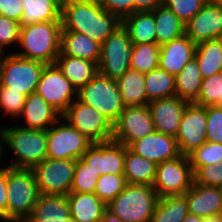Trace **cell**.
Listing matches in <instances>:
<instances>
[{
  "instance_id": "cell-1",
  "label": "cell",
  "mask_w": 222,
  "mask_h": 222,
  "mask_svg": "<svg viewBox=\"0 0 222 222\" xmlns=\"http://www.w3.org/2000/svg\"><path fill=\"white\" fill-rule=\"evenodd\" d=\"M62 21L39 22L21 26V52L14 54L46 65L55 64L60 54Z\"/></svg>"
},
{
  "instance_id": "cell-2",
  "label": "cell",
  "mask_w": 222,
  "mask_h": 222,
  "mask_svg": "<svg viewBox=\"0 0 222 222\" xmlns=\"http://www.w3.org/2000/svg\"><path fill=\"white\" fill-rule=\"evenodd\" d=\"M1 141L14 152L17 160L8 167L32 169L47 158V130L2 127Z\"/></svg>"
},
{
  "instance_id": "cell-3",
  "label": "cell",
  "mask_w": 222,
  "mask_h": 222,
  "mask_svg": "<svg viewBox=\"0 0 222 222\" xmlns=\"http://www.w3.org/2000/svg\"><path fill=\"white\" fill-rule=\"evenodd\" d=\"M39 196L32 169L7 166V221L27 220Z\"/></svg>"
},
{
  "instance_id": "cell-4",
  "label": "cell",
  "mask_w": 222,
  "mask_h": 222,
  "mask_svg": "<svg viewBox=\"0 0 222 222\" xmlns=\"http://www.w3.org/2000/svg\"><path fill=\"white\" fill-rule=\"evenodd\" d=\"M158 200L153 186L127 183L107 209L124 222H150Z\"/></svg>"
},
{
  "instance_id": "cell-5",
  "label": "cell",
  "mask_w": 222,
  "mask_h": 222,
  "mask_svg": "<svg viewBox=\"0 0 222 222\" xmlns=\"http://www.w3.org/2000/svg\"><path fill=\"white\" fill-rule=\"evenodd\" d=\"M76 98L96 109L112 124L125 109L117 81L99 72L77 91Z\"/></svg>"
},
{
  "instance_id": "cell-6",
  "label": "cell",
  "mask_w": 222,
  "mask_h": 222,
  "mask_svg": "<svg viewBox=\"0 0 222 222\" xmlns=\"http://www.w3.org/2000/svg\"><path fill=\"white\" fill-rule=\"evenodd\" d=\"M132 51L133 43L128 30L122 24L101 45L98 72L117 80L131 69Z\"/></svg>"
},
{
  "instance_id": "cell-7",
  "label": "cell",
  "mask_w": 222,
  "mask_h": 222,
  "mask_svg": "<svg viewBox=\"0 0 222 222\" xmlns=\"http://www.w3.org/2000/svg\"><path fill=\"white\" fill-rule=\"evenodd\" d=\"M76 160L46 158L32 168L40 195H68Z\"/></svg>"
},
{
  "instance_id": "cell-8",
  "label": "cell",
  "mask_w": 222,
  "mask_h": 222,
  "mask_svg": "<svg viewBox=\"0 0 222 222\" xmlns=\"http://www.w3.org/2000/svg\"><path fill=\"white\" fill-rule=\"evenodd\" d=\"M61 117L93 143L112 140L113 124L96 109L78 99L69 105Z\"/></svg>"
},
{
  "instance_id": "cell-9",
  "label": "cell",
  "mask_w": 222,
  "mask_h": 222,
  "mask_svg": "<svg viewBox=\"0 0 222 222\" xmlns=\"http://www.w3.org/2000/svg\"><path fill=\"white\" fill-rule=\"evenodd\" d=\"M63 120L61 117L47 130V158L81 159L93 142L79 130L69 124H63ZM56 124L60 126H55Z\"/></svg>"
},
{
  "instance_id": "cell-10",
  "label": "cell",
  "mask_w": 222,
  "mask_h": 222,
  "mask_svg": "<svg viewBox=\"0 0 222 222\" xmlns=\"http://www.w3.org/2000/svg\"><path fill=\"white\" fill-rule=\"evenodd\" d=\"M46 64L7 54L3 65L0 85L19 91L26 97L36 91L42 71Z\"/></svg>"
},
{
  "instance_id": "cell-11",
  "label": "cell",
  "mask_w": 222,
  "mask_h": 222,
  "mask_svg": "<svg viewBox=\"0 0 222 222\" xmlns=\"http://www.w3.org/2000/svg\"><path fill=\"white\" fill-rule=\"evenodd\" d=\"M193 183V171L188 156L181 155L173 160L160 162L156 166L153 188L159 198L182 195Z\"/></svg>"
},
{
  "instance_id": "cell-12",
  "label": "cell",
  "mask_w": 222,
  "mask_h": 222,
  "mask_svg": "<svg viewBox=\"0 0 222 222\" xmlns=\"http://www.w3.org/2000/svg\"><path fill=\"white\" fill-rule=\"evenodd\" d=\"M35 92L61 115L74 101V94L77 96V89L63 75L56 64L44 67Z\"/></svg>"
},
{
  "instance_id": "cell-13",
  "label": "cell",
  "mask_w": 222,
  "mask_h": 222,
  "mask_svg": "<svg viewBox=\"0 0 222 222\" xmlns=\"http://www.w3.org/2000/svg\"><path fill=\"white\" fill-rule=\"evenodd\" d=\"M154 130L148 105L125 107L113 124L112 140L129 147Z\"/></svg>"
},
{
  "instance_id": "cell-14",
  "label": "cell",
  "mask_w": 222,
  "mask_h": 222,
  "mask_svg": "<svg viewBox=\"0 0 222 222\" xmlns=\"http://www.w3.org/2000/svg\"><path fill=\"white\" fill-rule=\"evenodd\" d=\"M207 129V106L189 103L183 113L176 140L182 155L188 156L204 144Z\"/></svg>"
},
{
  "instance_id": "cell-15",
  "label": "cell",
  "mask_w": 222,
  "mask_h": 222,
  "mask_svg": "<svg viewBox=\"0 0 222 222\" xmlns=\"http://www.w3.org/2000/svg\"><path fill=\"white\" fill-rule=\"evenodd\" d=\"M81 159L100 176L124 174L125 145L114 140L93 143Z\"/></svg>"
},
{
  "instance_id": "cell-16",
  "label": "cell",
  "mask_w": 222,
  "mask_h": 222,
  "mask_svg": "<svg viewBox=\"0 0 222 222\" xmlns=\"http://www.w3.org/2000/svg\"><path fill=\"white\" fill-rule=\"evenodd\" d=\"M185 35L196 45L210 39L222 38V4L206 3L185 24Z\"/></svg>"
},
{
  "instance_id": "cell-17",
  "label": "cell",
  "mask_w": 222,
  "mask_h": 222,
  "mask_svg": "<svg viewBox=\"0 0 222 222\" xmlns=\"http://www.w3.org/2000/svg\"><path fill=\"white\" fill-rule=\"evenodd\" d=\"M128 148L156 165L182 155L175 137L156 130L146 137L134 141Z\"/></svg>"
},
{
  "instance_id": "cell-18",
  "label": "cell",
  "mask_w": 222,
  "mask_h": 222,
  "mask_svg": "<svg viewBox=\"0 0 222 222\" xmlns=\"http://www.w3.org/2000/svg\"><path fill=\"white\" fill-rule=\"evenodd\" d=\"M189 103L177 96L149 102L147 105L155 130L176 137L183 113Z\"/></svg>"
},
{
  "instance_id": "cell-19",
  "label": "cell",
  "mask_w": 222,
  "mask_h": 222,
  "mask_svg": "<svg viewBox=\"0 0 222 222\" xmlns=\"http://www.w3.org/2000/svg\"><path fill=\"white\" fill-rule=\"evenodd\" d=\"M196 44L185 34L160 46L159 68L177 76L195 55Z\"/></svg>"
},
{
  "instance_id": "cell-20",
  "label": "cell",
  "mask_w": 222,
  "mask_h": 222,
  "mask_svg": "<svg viewBox=\"0 0 222 222\" xmlns=\"http://www.w3.org/2000/svg\"><path fill=\"white\" fill-rule=\"evenodd\" d=\"M189 213L200 216L222 214V192L218 187L192 183L185 193Z\"/></svg>"
},
{
  "instance_id": "cell-21",
  "label": "cell",
  "mask_w": 222,
  "mask_h": 222,
  "mask_svg": "<svg viewBox=\"0 0 222 222\" xmlns=\"http://www.w3.org/2000/svg\"><path fill=\"white\" fill-rule=\"evenodd\" d=\"M21 115L27 124L23 128L35 130H48V126L57 123L62 116L36 92L26 97Z\"/></svg>"
},
{
  "instance_id": "cell-22",
  "label": "cell",
  "mask_w": 222,
  "mask_h": 222,
  "mask_svg": "<svg viewBox=\"0 0 222 222\" xmlns=\"http://www.w3.org/2000/svg\"><path fill=\"white\" fill-rule=\"evenodd\" d=\"M59 55L87 59L98 65L101 56V45L86 34L61 31Z\"/></svg>"
},
{
  "instance_id": "cell-23",
  "label": "cell",
  "mask_w": 222,
  "mask_h": 222,
  "mask_svg": "<svg viewBox=\"0 0 222 222\" xmlns=\"http://www.w3.org/2000/svg\"><path fill=\"white\" fill-rule=\"evenodd\" d=\"M70 216L76 222H100L107 205L95 193H74L67 195Z\"/></svg>"
},
{
  "instance_id": "cell-24",
  "label": "cell",
  "mask_w": 222,
  "mask_h": 222,
  "mask_svg": "<svg viewBox=\"0 0 222 222\" xmlns=\"http://www.w3.org/2000/svg\"><path fill=\"white\" fill-rule=\"evenodd\" d=\"M122 25V20L106 11L99 0H90L89 33L86 35L102 45L105 40Z\"/></svg>"
},
{
  "instance_id": "cell-25",
  "label": "cell",
  "mask_w": 222,
  "mask_h": 222,
  "mask_svg": "<svg viewBox=\"0 0 222 222\" xmlns=\"http://www.w3.org/2000/svg\"><path fill=\"white\" fill-rule=\"evenodd\" d=\"M55 64L77 91L91 81L98 73V65L83 58L59 55Z\"/></svg>"
},
{
  "instance_id": "cell-26",
  "label": "cell",
  "mask_w": 222,
  "mask_h": 222,
  "mask_svg": "<svg viewBox=\"0 0 222 222\" xmlns=\"http://www.w3.org/2000/svg\"><path fill=\"white\" fill-rule=\"evenodd\" d=\"M70 217L67 195H40L28 222H52Z\"/></svg>"
},
{
  "instance_id": "cell-27",
  "label": "cell",
  "mask_w": 222,
  "mask_h": 222,
  "mask_svg": "<svg viewBox=\"0 0 222 222\" xmlns=\"http://www.w3.org/2000/svg\"><path fill=\"white\" fill-rule=\"evenodd\" d=\"M61 21V31L89 33L90 0H64Z\"/></svg>"
},
{
  "instance_id": "cell-28",
  "label": "cell",
  "mask_w": 222,
  "mask_h": 222,
  "mask_svg": "<svg viewBox=\"0 0 222 222\" xmlns=\"http://www.w3.org/2000/svg\"><path fill=\"white\" fill-rule=\"evenodd\" d=\"M156 164L125 146L124 176L128 184L153 186Z\"/></svg>"
},
{
  "instance_id": "cell-29",
  "label": "cell",
  "mask_w": 222,
  "mask_h": 222,
  "mask_svg": "<svg viewBox=\"0 0 222 222\" xmlns=\"http://www.w3.org/2000/svg\"><path fill=\"white\" fill-rule=\"evenodd\" d=\"M20 25L61 21L62 4L58 0H22Z\"/></svg>"
},
{
  "instance_id": "cell-30",
  "label": "cell",
  "mask_w": 222,
  "mask_h": 222,
  "mask_svg": "<svg viewBox=\"0 0 222 222\" xmlns=\"http://www.w3.org/2000/svg\"><path fill=\"white\" fill-rule=\"evenodd\" d=\"M116 81L125 107L143 106L149 103L143 73L129 69Z\"/></svg>"
},
{
  "instance_id": "cell-31",
  "label": "cell",
  "mask_w": 222,
  "mask_h": 222,
  "mask_svg": "<svg viewBox=\"0 0 222 222\" xmlns=\"http://www.w3.org/2000/svg\"><path fill=\"white\" fill-rule=\"evenodd\" d=\"M156 25V43L163 45L185 34V23L164 4L152 11Z\"/></svg>"
},
{
  "instance_id": "cell-32",
  "label": "cell",
  "mask_w": 222,
  "mask_h": 222,
  "mask_svg": "<svg viewBox=\"0 0 222 222\" xmlns=\"http://www.w3.org/2000/svg\"><path fill=\"white\" fill-rule=\"evenodd\" d=\"M133 44L156 43V25L152 11L135 12L122 20Z\"/></svg>"
},
{
  "instance_id": "cell-33",
  "label": "cell",
  "mask_w": 222,
  "mask_h": 222,
  "mask_svg": "<svg viewBox=\"0 0 222 222\" xmlns=\"http://www.w3.org/2000/svg\"><path fill=\"white\" fill-rule=\"evenodd\" d=\"M194 58L198 62L202 79L221 72L222 38L210 39L197 44Z\"/></svg>"
},
{
  "instance_id": "cell-34",
  "label": "cell",
  "mask_w": 222,
  "mask_h": 222,
  "mask_svg": "<svg viewBox=\"0 0 222 222\" xmlns=\"http://www.w3.org/2000/svg\"><path fill=\"white\" fill-rule=\"evenodd\" d=\"M176 96L193 103L199 97L202 83V75L198 62L193 58L181 72L175 77Z\"/></svg>"
},
{
  "instance_id": "cell-35",
  "label": "cell",
  "mask_w": 222,
  "mask_h": 222,
  "mask_svg": "<svg viewBox=\"0 0 222 222\" xmlns=\"http://www.w3.org/2000/svg\"><path fill=\"white\" fill-rule=\"evenodd\" d=\"M189 213L186 195L159 198L150 222H183Z\"/></svg>"
},
{
  "instance_id": "cell-36",
  "label": "cell",
  "mask_w": 222,
  "mask_h": 222,
  "mask_svg": "<svg viewBox=\"0 0 222 222\" xmlns=\"http://www.w3.org/2000/svg\"><path fill=\"white\" fill-rule=\"evenodd\" d=\"M144 77L148 102L176 96L175 76L167 71L158 67Z\"/></svg>"
},
{
  "instance_id": "cell-37",
  "label": "cell",
  "mask_w": 222,
  "mask_h": 222,
  "mask_svg": "<svg viewBox=\"0 0 222 222\" xmlns=\"http://www.w3.org/2000/svg\"><path fill=\"white\" fill-rule=\"evenodd\" d=\"M160 45L157 43L133 44L131 69L148 73L159 66Z\"/></svg>"
},
{
  "instance_id": "cell-38",
  "label": "cell",
  "mask_w": 222,
  "mask_h": 222,
  "mask_svg": "<svg viewBox=\"0 0 222 222\" xmlns=\"http://www.w3.org/2000/svg\"><path fill=\"white\" fill-rule=\"evenodd\" d=\"M126 184L124 174H104L98 178L94 193L108 205L124 190Z\"/></svg>"
},
{
  "instance_id": "cell-39",
  "label": "cell",
  "mask_w": 222,
  "mask_h": 222,
  "mask_svg": "<svg viewBox=\"0 0 222 222\" xmlns=\"http://www.w3.org/2000/svg\"><path fill=\"white\" fill-rule=\"evenodd\" d=\"M99 174H96L82 159L76 160L71 191L74 193H94Z\"/></svg>"
},
{
  "instance_id": "cell-40",
  "label": "cell",
  "mask_w": 222,
  "mask_h": 222,
  "mask_svg": "<svg viewBox=\"0 0 222 222\" xmlns=\"http://www.w3.org/2000/svg\"><path fill=\"white\" fill-rule=\"evenodd\" d=\"M222 101V72L202 79L199 97L194 102L200 106H215Z\"/></svg>"
},
{
  "instance_id": "cell-41",
  "label": "cell",
  "mask_w": 222,
  "mask_h": 222,
  "mask_svg": "<svg viewBox=\"0 0 222 222\" xmlns=\"http://www.w3.org/2000/svg\"><path fill=\"white\" fill-rule=\"evenodd\" d=\"M191 166L219 165L222 162V144L206 141L188 155Z\"/></svg>"
},
{
  "instance_id": "cell-42",
  "label": "cell",
  "mask_w": 222,
  "mask_h": 222,
  "mask_svg": "<svg viewBox=\"0 0 222 222\" xmlns=\"http://www.w3.org/2000/svg\"><path fill=\"white\" fill-rule=\"evenodd\" d=\"M25 99L26 96L21 92L0 85V107L7 115H11V117L21 116Z\"/></svg>"
},
{
  "instance_id": "cell-43",
  "label": "cell",
  "mask_w": 222,
  "mask_h": 222,
  "mask_svg": "<svg viewBox=\"0 0 222 222\" xmlns=\"http://www.w3.org/2000/svg\"><path fill=\"white\" fill-rule=\"evenodd\" d=\"M163 4L170 8L186 24L200 11L206 2L204 0H163Z\"/></svg>"
},
{
  "instance_id": "cell-44",
  "label": "cell",
  "mask_w": 222,
  "mask_h": 222,
  "mask_svg": "<svg viewBox=\"0 0 222 222\" xmlns=\"http://www.w3.org/2000/svg\"><path fill=\"white\" fill-rule=\"evenodd\" d=\"M193 182L198 185L218 187L222 182L221 163L219 165L191 166Z\"/></svg>"
},
{
  "instance_id": "cell-45",
  "label": "cell",
  "mask_w": 222,
  "mask_h": 222,
  "mask_svg": "<svg viewBox=\"0 0 222 222\" xmlns=\"http://www.w3.org/2000/svg\"><path fill=\"white\" fill-rule=\"evenodd\" d=\"M206 139L222 144V108L216 105L207 106Z\"/></svg>"
},
{
  "instance_id": "cell-46",
  "label": "cell",
  "mask_w": 222,
  "mask_h": 222,
  "mask_svg": "<svg viewBox=\"0 0 222 222\" xmlns=\"http://www.w3.org/2000/svg\"><path fill=\"white\" fill-rule=\"evenodd\" d=\"M21 25L19 22L0 15V51L11 44L19 43Z\"/></svg>"
},
{
  "instance_id": "cell-47",
  "label": "cell",
  "mask_w": 222,
  "mask_h": 222,
  "mask_svg": "<svg viewBox=\"0 0 222 222\" xmlns=\"http://www.w3.org/2000/svg\"><path fill=\"white\" fill-rule=\"evenodd\" d=\"M101 6L121 20L134 13V0H99Z\"/></svg>"
},
{
  "instance_id": "cell-48",
  "label": "cell",
  "mask_w": 222,
  "mask_h": 222,
  "mask_svg": "<svg viewBox=\"0 0 222 222\" xmlns=\"http://www.w3.org/2000/svg\"><path fill=\"white\" fill-rule=\"evenodd\" d=\"M23 13L22 0H0V15L20 23Z\"/></svg>"
},
{
  "instance_id": "cell-49",
  "label": "cell",
  "mask_w": 222,
  "mask_h": 222,
  "mask_svg": "<svg viewBox=\"0 0 222 222\" xmlns=\"http://www.w3.org/2000/svg\"><path fill=\"white\" fill-rule=\"evenodd\" d=\"M7 168L0 171V219L7 221Z\"/></svg>"
},
{
  "instance_id": "cell-50",
  "label": "cell",
  "mask_w": 222,
  "mask_h": 222,
  "mask_svg": "<svg viewBox=\"0 0 222 222\" xmlns=\"http://www.w3.org/2000/svg\"><path fill=\"white\" fill-rule=\"evenodd\" d=\"M163 4V0H134V13L153 11Z\"/></svg>"
},
{
  "instance_id": "cell-51",
  "label": "cell",
  "mask_w": 222,
  "mask_h": 222,
  "mask_svg": "<svg viewBox=\"0 0 222 222\" xmlns=\"http://www.w3.org/2000/svg\"><path fill=\"white\" fill-rule=\"evenodd\" d=\"M100 222H124L118 216L114 215L111 211L106 209L103 213L102 220Z\"/></svg>"
},
{
  "instance_id": "cell-52",
  "label": "cell",
  "mask_w": 222,
  "mask_h": 222,
  "mask_svg": "<svg viewBox=\"0 0 222 222\" xmlns=\"http://www.w3.org/2000/svg\"><path fill=\"white\" fill-rule=\"evenodd\" d=\"M183 222H203V217L188 213L183 219Z\"/></svg>"
},
{
  "instance_id": "cell-53",
  "label": "cell",
  "mask_w": 222,
  "mask_h": 222,
  "mask_svg": "<svg viewBox=\"0 0 222 222\" xmlns=\"http://www.w3.org/2000/svg\"><path fill=\"white\" fill-rule=\"evenodd\" d=\"M203 222H222V214L203 217Z\"/></svg>"
},
{
  "instance_id": "cell-54",
  "label": "cell",
  "mask_w": 222,
  "mask_h": 222,
  "mask_svg": "<svg viewBox=\"0 0 222 222\" xmlns=\"http://www.w3.org/2000/svg\"><path fill=\"white\" fill-rule=\"evenodd\" d=\"M3 54V55H2ZM4 52H1L0 51V81H1V76H2V72H3V65H4V62H5V57L6 55L4 56ZM2 56V57H1ZM3 58V59H2Z\"/></svg>"
},
{
  "instance_id": "cell-55",
  "label": "cell",
  "mask_w": 222,
  "mask_h": 222,
  "mask_svg": "<svg viewBox=\"0 0 222 222\" xmlns=\"http://www.w3.org/2000/svg\"><path fill=\"white\" fill-rule=\"evenodd\" d=\"M52 222H76L71 216L67 219H54Z\"/></svg>"
},
{
  "instance_id": "cell-56",
  "label": "cell",
  "mask_w": 222,
  "mask_h": 222,
  "mask_svg": "<svg viewBox=\"0 0 222 222\" xmlns=\"http://www.w3.org/2000/svg\"><path fill=\"white\" fill-rule=\"evenodd\" d=\"M1 138H3V137H2V134H1V131H0V139H1ZM2 144H3V143L0 141V157H1L2 153H3L2 151H3V147H4V144H3V146H2ZM6 168H7V167L0 168V171H1V170H4V169H6Z\"/></svg>"
},
{
  "instance_id": "cell-57",
  "label": "cell",
  "mask_w": 222,
  "mask_h": 222,
  "mask_svg": "<svg viewBox=\"0 0 222 222\" xmlns=\"http://www.w3.org/2000/svg\"><path fill=\"white\" fill-rule=\"evenodd\" d=\"M206 3H219V0H204Z\"/></svg>"
},
{
  "instance_id": "cell-58",
  "label": "cell",
  "mask_w": 222,
  "mask_h": 222,
  "mask_svg": "<svg viewBox=\"0 0 222 222\" xmlns=\"http://www.w3.org/2000/svg\"><path fill=\"white\" fill-rule=\"evenodd\" d=\"M10 222H28L27 220H10Z\"/></svg>"
},
{
  "instance_id": "cell-59",
  "label": "cell",
  "mask_w": 222,
  "mask_h": 222,
  "mask_svg": "<svg viewBox=\"0 0 222 222\" xmlns=\"http://www.w3.org/2000/svg\"><path fill=\"white\" fill-rule=\"evenodd\" d=\"M216 106L221 107L222 108V101H220Z\"/></svg>"
},
{
  "instance_id": "cell-60",
  "label": "cell",
  "mask_w": 222,
  "mask_h": 222,
  "mask_svg": "<svg viewBox=\"0 0 222 222\" xmlns=\"http://www.w3.org/2000/svg\"><path fill=\"white\" fill-rule=\"evenodd\" d=\"M219 190L222 192V182L221 184L218 186Z\"/></svg>"
}]
</instances>
